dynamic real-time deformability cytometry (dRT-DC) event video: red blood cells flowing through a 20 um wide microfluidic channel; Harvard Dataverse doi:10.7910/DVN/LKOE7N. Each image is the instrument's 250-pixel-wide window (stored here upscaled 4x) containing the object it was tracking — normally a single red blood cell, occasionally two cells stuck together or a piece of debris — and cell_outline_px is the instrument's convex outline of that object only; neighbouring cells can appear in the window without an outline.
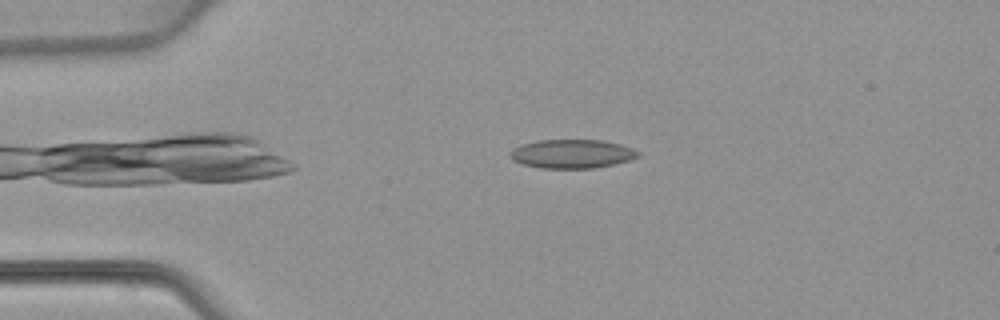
{"species": "common noctule bat (a hibernating species)", "species_latin": "Nyctalus noctula", "temperature_condition": "warm", "stored_images_in_passage": 42, "camera_frame_rate_fps": 3000, "um_per_image_px": 0.085, "animal": {"sex": "female", "body_mass_g": 22.7, "forearm_length_mm": 54.2}, "frame": {"image": 1, "passage_image": 4, "time_ms": 1.0, "image_size_px": [1000, 320], "cell_outline_px": [[640, 156], [616, 164], [596, 168], [540, 168], [524, 164], [512, 160], [508, 156], [508, 152], [512, 148], [520, 144], [536, 140], [600, 140], [620, 144], [632, 148], [640, 152]], "centroid_in_image_um": [48.58, 13.07], "position_along_channel_um": 36.4, "area_um2": 21.73}}
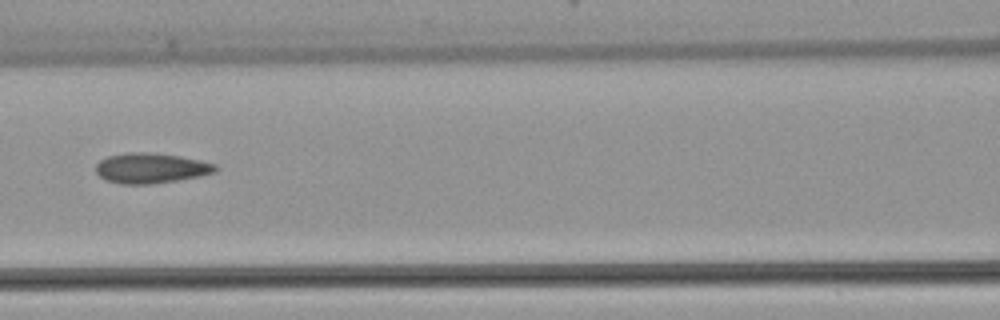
{"frame": {"image": 2, "passage_image": 15, "time_ms": 4.667, "image_size_px": [1000, 320], "cell_outline_px": [[216, 172], [200, 176], [152, 184], [120, 184], [104, 180], [96, 172], [96, 164], [100, 160], [108, 156], [128, 152], [152, 152], [180, 156], [200, 160], [216, 164]], "centroid_in_image_um": [12.81, 14.29], "position_along_channel_um": 153.8, "area_um2": 21.15}}
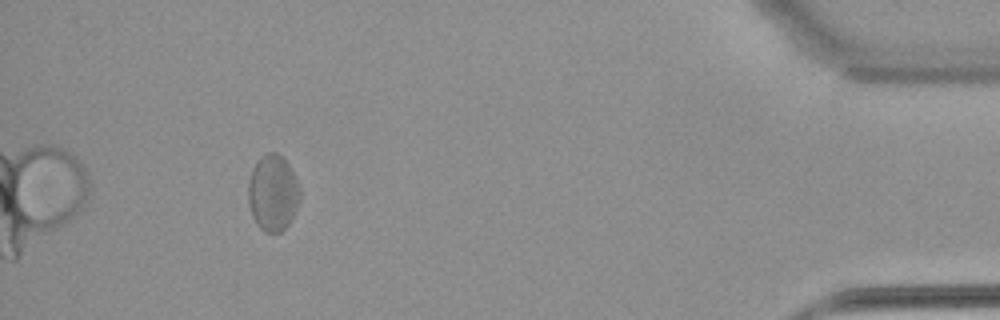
{"frame": {"image": 3, "passage_image": 38, "time_ms": 12.333, "image_size_px": [1000, 320], "cell_outline_px": [[300, 200], [288, 224], [280, 232], [264, 232], [256, 224], [252, 216], [248, 204], [248, 184], [252, 168], [256, 160], [260, 156], [268, 152], [276, 152], [284, 156], [300, 188]], "centroid_in_image_um": [23.17, 16.37], "position_along_channel_um": 412.0, "area_um2": 23.12}}